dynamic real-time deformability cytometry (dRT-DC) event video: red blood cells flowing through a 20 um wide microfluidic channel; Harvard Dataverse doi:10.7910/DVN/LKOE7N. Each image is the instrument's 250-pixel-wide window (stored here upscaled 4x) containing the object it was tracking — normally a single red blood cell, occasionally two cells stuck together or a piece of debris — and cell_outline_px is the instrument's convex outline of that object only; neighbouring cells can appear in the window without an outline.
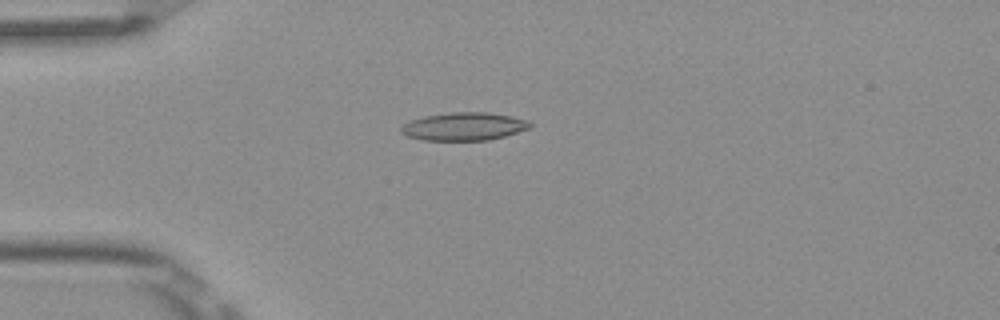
{"species": "Egyptian fruit bat (a non-hibernating species)", "species_latin": "Rousettus aegyptiacus", "temperature_condition": "room temperature", "stored_images_in_passage": 4, "camera_frame_rate_fps": 3000, "um_per_image_px": 0.085, "frame": {"image": 1, "passage_image": 2, "time_ms": 0.333, "image_size_px": [1000, 320], "cell_outline_px": [[532, 124], [528, 128], [504, 136], [488, 140], [420, 140], [408, 136], [400, 132], [400, 128], [404, 124], [412, 120], [424, 116], [452, 112], [488, 112], [512, 116], [528, 120]], "centroid_in_image_um": [39.42, 10.74], "position_along_channel_um": 45.6, "area_um2": 20.92}}
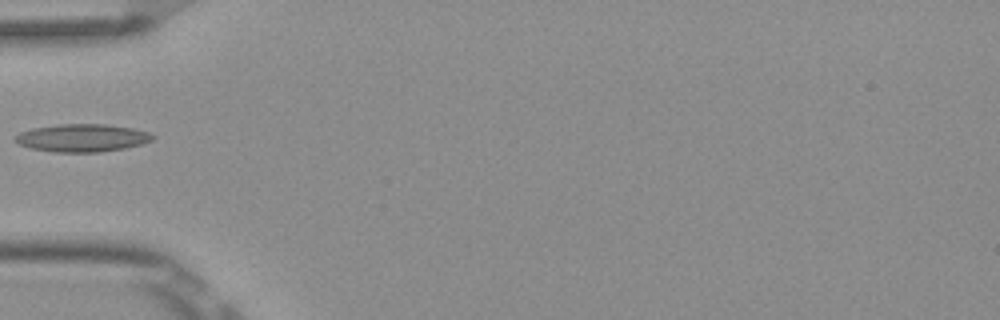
{"frame": {"image": 2, "passage_image": 3, "time_ms": 0.667, "image_size_px": [1000, 320], "cell_outline_px": [[156, 136], [152, 140], [140, 144], [124, 148], [96, 152], [52, 152], [32, 148], [20, 144], [12, 140], [20, 132], [32, 128], [56, 124], [104, 124], [132, 128], [148, 132]], "centroid_in_image_um": [6.96, 11.71], "position_along_channel_um": 78.0, "area_um2": 22.14}}
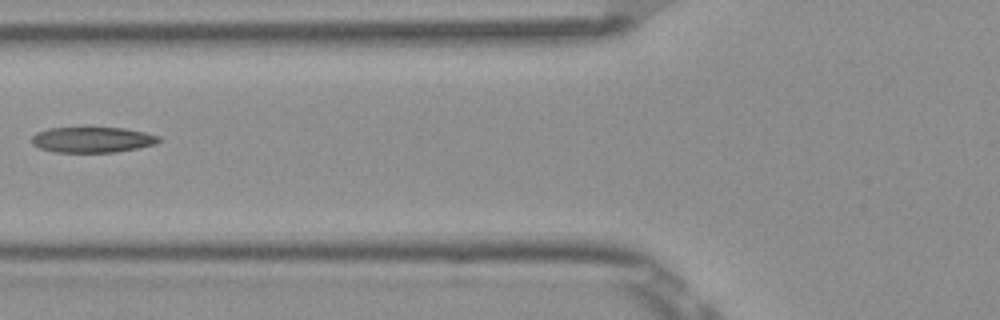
{"frame": {"image": 3, "passage_image": 4, "time_ms": 1.0, "image_size_px": [1000, 320], "cell_outline_px": [[160, 140], [156, 144], [116, 152], [56, 152], [40, 148], [32, 144], [32, 136], [36, 132], [48, 128], [84, 124], [124, 128], [144, 132], [160, 136]], "centroid_in_image_um": [7.81, 11.81], "position_along_channel_um": 118.0, "area_um2": 19.94}}